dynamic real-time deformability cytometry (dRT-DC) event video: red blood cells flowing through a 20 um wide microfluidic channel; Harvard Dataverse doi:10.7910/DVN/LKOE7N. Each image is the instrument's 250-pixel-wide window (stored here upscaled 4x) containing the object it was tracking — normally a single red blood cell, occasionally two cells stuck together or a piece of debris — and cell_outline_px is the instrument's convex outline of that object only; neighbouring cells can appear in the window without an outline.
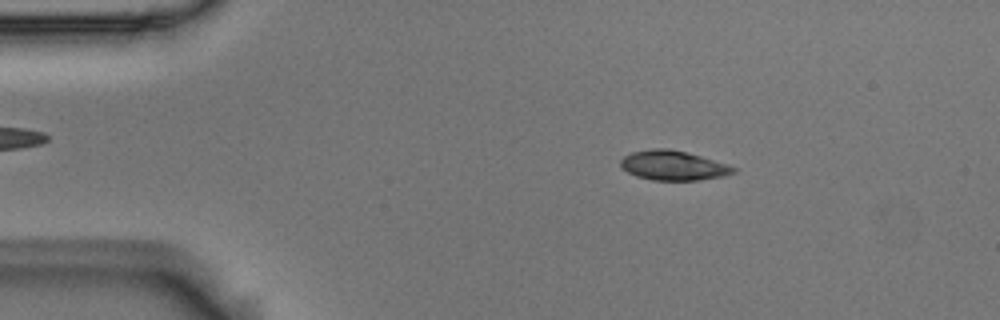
{"species": "Egyptian fruit bat (a non-hibernating species)", "species_latin": "Rousettus aegyptiacus", "temperature_condition": "room temperature", "stored_images_in_passage": 3, "camera_frame_rate_fps": 3000, "um_per_image_px": 0.085, "animal": {"sex": "male"}, "frame": {"image": 1, "passage_image": 1, "time_ms": 0.0, "image_size_px": [1000, 320], "cell_outline_px": [[736, 172], [720, 176], [700, 180], [652, 180], [636, 176], [620, 168], [620, 160], [624, 156], [632, 152], [652, 148], [668, 148], [688, 152], [728, 164], [736, 168]], "centroid_in_image_um": [57.19, 14.05], "position_along_channel_um": 27.8, "area_um2": 19.54}}
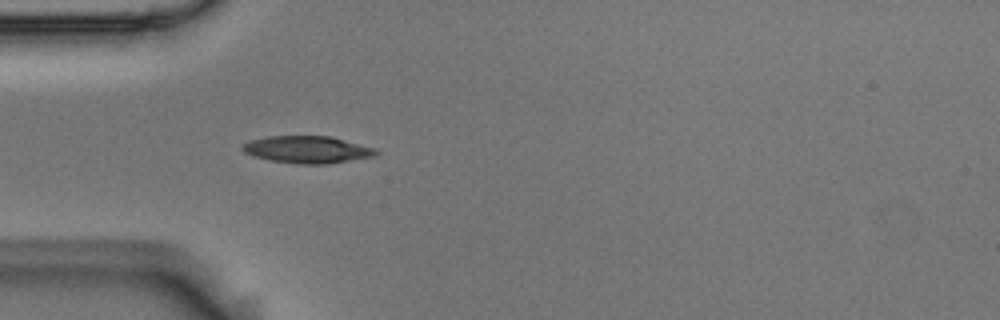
{"frame": {"image": 2, "passage_image": 3, "time_ms": 0.667, "image_size_px": [1000, 320], "cell_outline_px": [[380, 152], [376, 156], [328, 164], [296, 164], [268, 160], [252, 156], [244, 152], [240, 148], [244, 144], [252, 140], [268, 136], [332, 136], [376, 148]], "centroid_in_image_um": [26.16, 12.72], "position_along_channel_um": 58.8, "area_um2": 21.39}}